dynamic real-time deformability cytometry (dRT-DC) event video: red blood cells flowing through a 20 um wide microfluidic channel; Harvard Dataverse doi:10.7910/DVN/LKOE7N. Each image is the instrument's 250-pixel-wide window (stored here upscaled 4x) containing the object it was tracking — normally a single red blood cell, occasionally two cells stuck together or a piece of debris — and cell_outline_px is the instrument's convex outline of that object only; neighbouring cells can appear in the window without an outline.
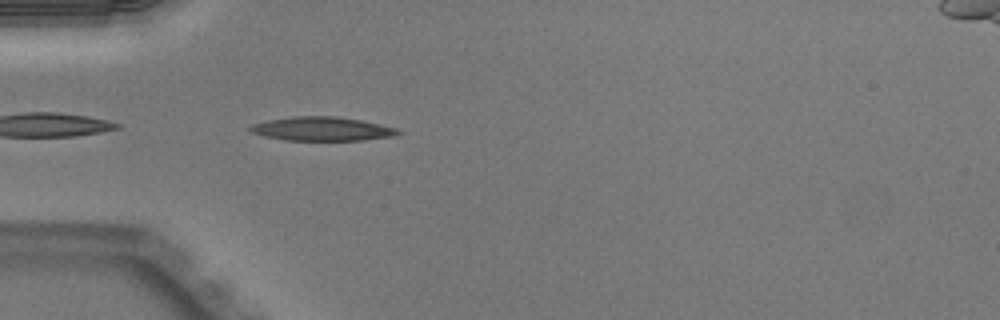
{"species": "Egyptian fruit bat (a non-hibernating species)", "species_latin": "Rousettus aegyptiacus", "temperature_condition": "warm", "stored_images_in_passage": 36, "camera_frame_rate_fps": 3000, "um_per_image_px": 0.085, "animal": {"sex": "male"}, "frame": {"image": 1, "passage_image": 1, "time_ms": 0.0, "image_size_px": [1000, 320], "cell_outline_px": [[404, 132], [396, 136], [364, 140], [284, 140], [264, 136], [248, 132], [248, 128], [252, 124], [268, 120], [292, 116], [336, 116], [360, 120], [380, 124], [396, 128]], "centroid_in_image_um": [27.37, 10.95], "position_along_channel_um": 57.6, "area_um2": 20.75}}
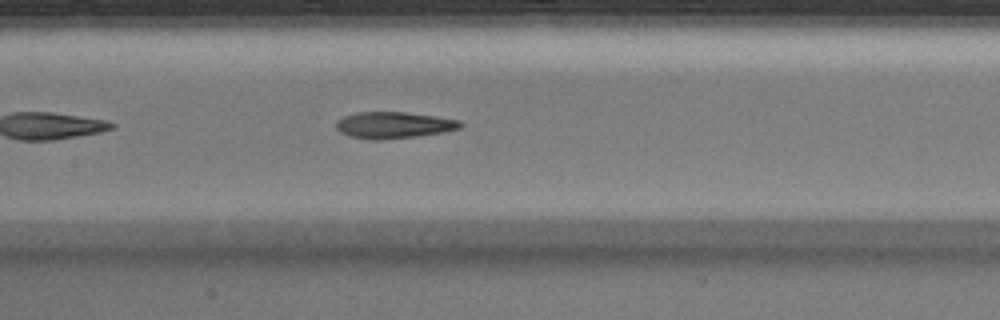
{"frame": {"image": 2, "passage_image": 10, "time_ms": 3.0, "image_size_px": [1000, 320], "cell_outline_px": [[464, 124], [460, 128], [444, 132], [416, 136], [376, 140], [372, 140], [348, 136], [340, 132], [336, 128], [336, 120], [344, 116], [356, 112], [404, 112], [436, 116], [460, 120]], "centroid_in_image_um": [33.45, 10.63], "position_along_channel_um": 173.9, "area_um2": 19.25}}
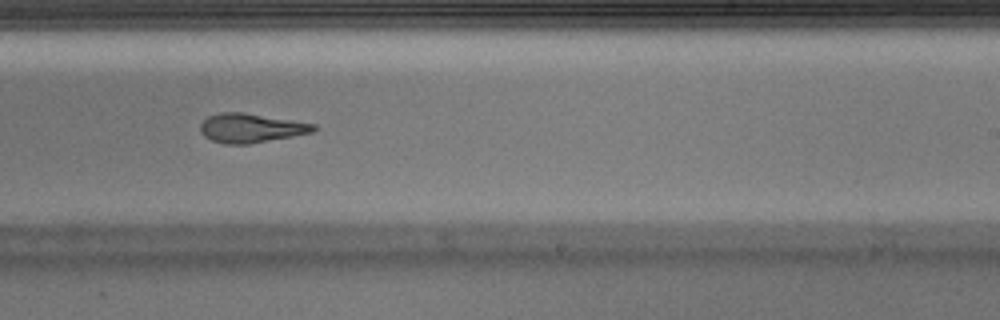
{"frame": {"image": 3, "passage_image": 17, "time_ms": 5.333, "image_size_px": [1000, 320], "cell_outline_px": [[320, 128], [312, 132], [292, 136], [248, 144], [224, 144], [212, 140], [204, 136], [200, 132], [200, 124], [208, 116], [220, 112], [244, 112], [316, 124]], "centroid_in_image_um": [21.33, 10.87], "position_along_channel_um": 267.7, "area_um2": 19.25}, "authors_computed_cell_mechanics": {"area_um2": 19.4497, "velocity_mm_per_s": 4.031, "shape_relaxation_time_tau1_ms": 10.1627, "shape_relaxation_time_tau2_ms": 2.3559, "deformation_change_tau1": 0.3273, "deformation_change_tau2": 0.1175}}